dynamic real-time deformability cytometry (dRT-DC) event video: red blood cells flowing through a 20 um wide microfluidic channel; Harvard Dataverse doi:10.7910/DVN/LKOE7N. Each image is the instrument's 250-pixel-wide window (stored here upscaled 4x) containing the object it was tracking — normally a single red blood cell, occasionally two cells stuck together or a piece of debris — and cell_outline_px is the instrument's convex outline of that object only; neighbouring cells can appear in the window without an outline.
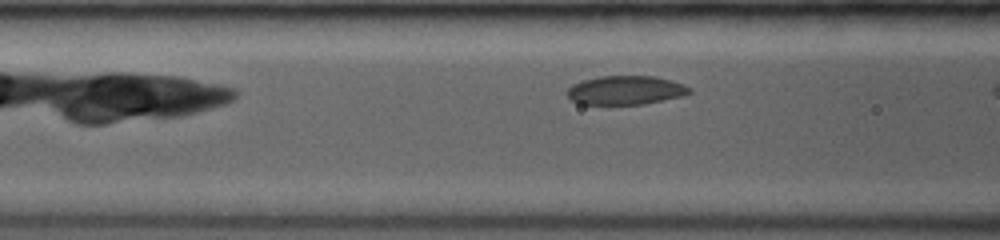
{"species": "common noctule bat (a hibernating species)", "species_latin": "Nyctalus noctula", "temperature_condition": "room temperature", "stored_images_in_passage": 8, "camera_frame_rate_fps": 3500, "um_per_image_px": 0.085, "animal": {"sex": "female", "body_mass_g": 19.0, "forearm_length_mm": 53.3}, "frame": {"image": 1, "passage_image": 7, "time_ms": 1.143, "image_size_px": [1000, 240], "cell_outline_px": [[692, 92], [680, 96], [644, 104], [580, 104], [572, 100], [568, 96], [568, 88], [572, 84], [584, 80], [600, 76], [656, 76], [672, 80], [684, 84], [692, 88]], "centroid_in_image_um": [53.2, 7.66], "position_along_channel_um": 113.4, "area_um2": 20.52}}